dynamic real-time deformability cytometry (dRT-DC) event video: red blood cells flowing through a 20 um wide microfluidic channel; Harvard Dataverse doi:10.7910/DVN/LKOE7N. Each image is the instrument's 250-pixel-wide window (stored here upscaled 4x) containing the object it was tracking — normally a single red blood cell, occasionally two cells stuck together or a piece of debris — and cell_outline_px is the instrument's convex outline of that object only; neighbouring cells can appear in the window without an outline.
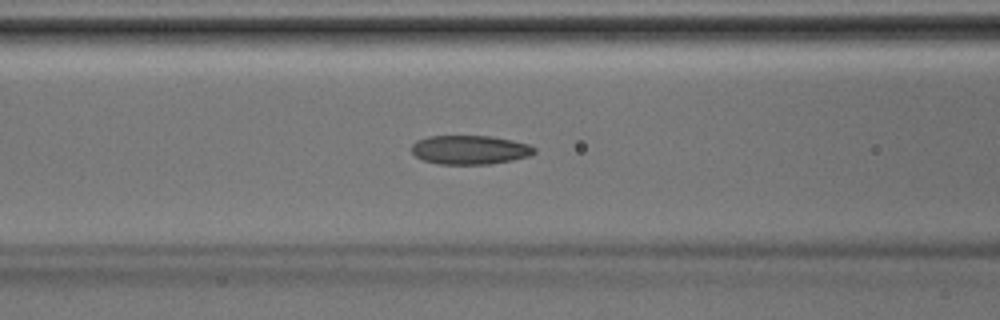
{"species": "Egyptian fruit bat (a non-hibernating species)", "species_latin": "Rousettus aegyptiacus", "temperature_condition": "room temperature", "stored_images_in_passage": 14, "camera_frame_rate_fps": 3000, "um_per_image_px": 0.085, "animal": {"sex": "male"}, "frame": {"image": 1, "passage_image": 7, "time_ms": 2.0, "image_size_px": [1000, 320], "cell_outline_px": [[536, 152], [532, 156], [512, 160], [488, 164], [436, 164], [424, 160], [416, 156], [412, 152], [412, 144], [416, 140], [428, 136], [492, 136], [512, 140], [528, 144], [536, 148]], "centroid_in_image_um": [39.96, 12.73], "position_along_channel_um": 126.6, "area_um2": 20.87}}
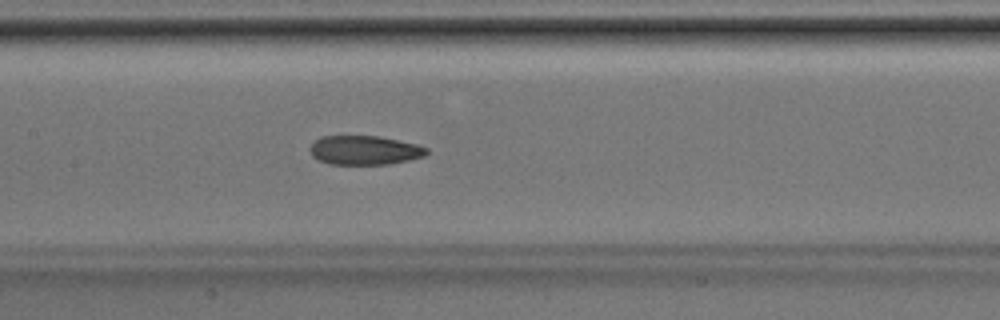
{"frame": {"image": 2, "passage_image": 10, "time_ms": 3.0, "image_size_px": [1000, 320], "cell_outline_px": [[428, 152], [424, 156], [408, 160], [388, 164], [328, 164], [316, 160], [312, 156], [308, 148], [320, 136], [380, 136], [416, 144], [428, 148]], "centroid_in_image_um": [30.95, 12.77], "position_along_channel_um": 176.5, "area_um2": 19.88}}
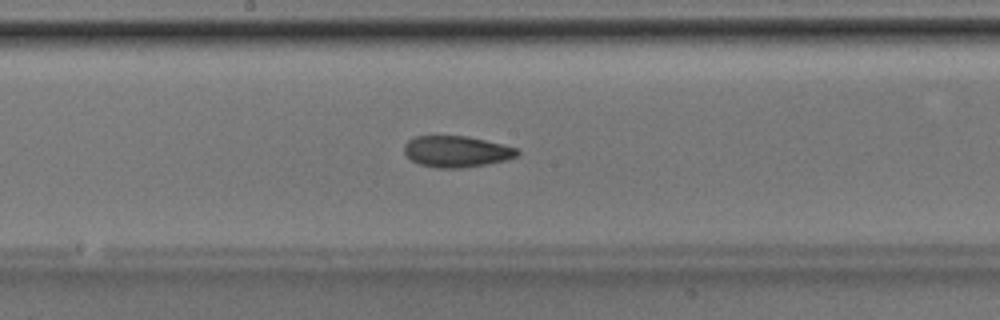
{"frame": {"image": 3, "passage_image": 12, "time_ms": 3.667, "image_size_px": [1000, 320], "cell_outline_px": [[520, 152], [516, 156], [504, 160], [464, 168], [436, 168], [420, 164], [412, 160], [404, 152], [404, 144], [408, 140], [416, 136], [468, 136], [504, 144], [516, 148]], "centroid_in_image_um": [38.79, 12.87], "position_along_channel_um": 209.4, "area_um2": 20.52}}